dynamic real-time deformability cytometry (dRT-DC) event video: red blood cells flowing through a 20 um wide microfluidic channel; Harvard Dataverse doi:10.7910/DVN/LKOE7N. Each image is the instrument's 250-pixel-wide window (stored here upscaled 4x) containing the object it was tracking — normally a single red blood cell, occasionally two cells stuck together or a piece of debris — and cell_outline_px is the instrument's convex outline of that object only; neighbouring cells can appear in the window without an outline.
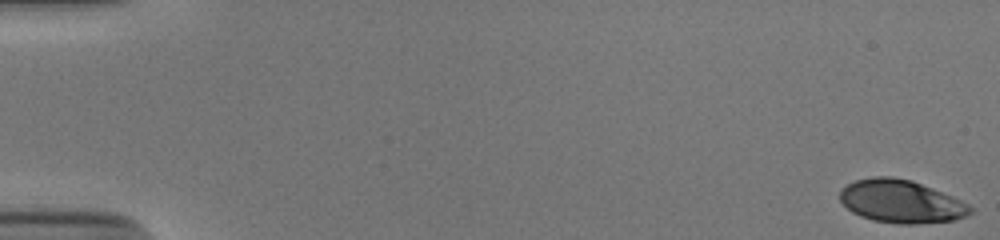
{"species": "human", "species_latin": "Homo sapiens", "temperature_condition": "cold", "stored_images_in_passage": 54, "camera_frame_rate_fps": 3000, "um_per_image_px": 0.085, "donor": {"sex": "male"}, "frame": {"image": 1, "passage_image": 1, "time_ms": 0.0, "image_size_px": [1000, 240], "cell_outline_px": [[972, 212], [964, 216], [952, 220], [916, 224], [900, 224], [872, 220], [860, 216], [852, 212], [840, 200], [840, 192], [848, 184], [856, 180], [872, 176], [892, 176], [912, 180], [952, 196], [968, 204], [972, 208]], "centroid_in_image_um": [76.58, 17.12], "position_along_channel_um": 8.4, "area_um2": 32.43}}
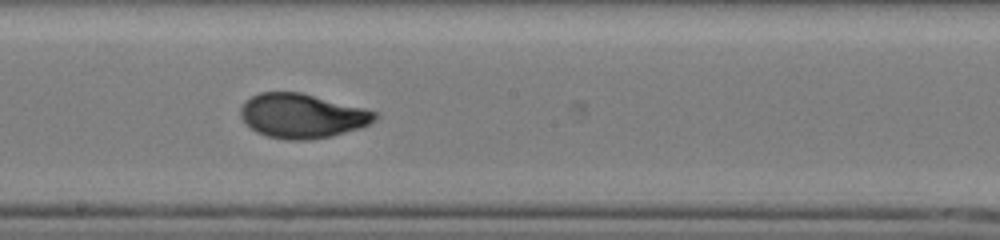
{"frame": {"image": 2, "passage_image": 31, "time_ms": 10.0, "image_size_px": [1000, 240], "cell_outline_px": [[380, 116], [376, 120], [360, 128], [332, 136], [304, 140], [288, 140], [268, 136], [256, 132], [244, 124], [240, 116], [240, 108], [244, 100], [260, 92], [300, 92], [380, 112]], "centroid_in_image_um": [25.67, 9.84], "position_along_channel_um": 222.5, "area_um2": 35.03}}
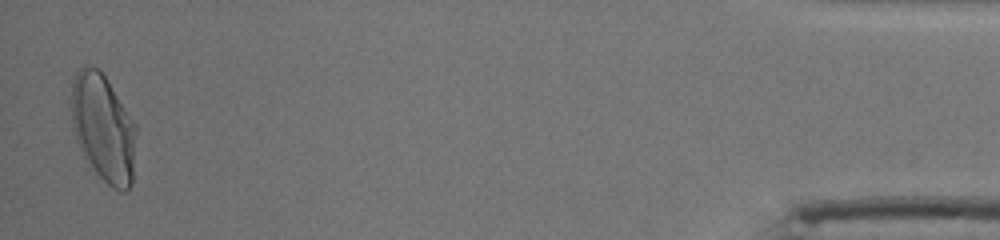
{"frame": {"image": 3, "passage_image": 53, "time_ms": 17.333, "image_size_px": [1000, 240], "cell_outline_px": [[136, 132], [132, 184], [124, 192], [120, 192], [112, 188], [88, 168], [76, 144], [72, 128], [72, 80], [76, 72], [84, 64], [88, 64], [96, 68], [108, 80], [136, 124]], "centroid_in_image_um": [8.75, 10.93], "position_along_channel_um": 426.4, "area_um2": 41.44}, "authors_computed_cell_mechanics": {"area_um2": 34.391, "velocity_mm_per_s": 3.8831, "shape_relaxation_time_tau1_ms": 5.3736, "shape_relaxation_time_tau2_ms": 0.7902, "deformation_change_tau1": 0.2134, "deformation_change_tau2": 0.052}}